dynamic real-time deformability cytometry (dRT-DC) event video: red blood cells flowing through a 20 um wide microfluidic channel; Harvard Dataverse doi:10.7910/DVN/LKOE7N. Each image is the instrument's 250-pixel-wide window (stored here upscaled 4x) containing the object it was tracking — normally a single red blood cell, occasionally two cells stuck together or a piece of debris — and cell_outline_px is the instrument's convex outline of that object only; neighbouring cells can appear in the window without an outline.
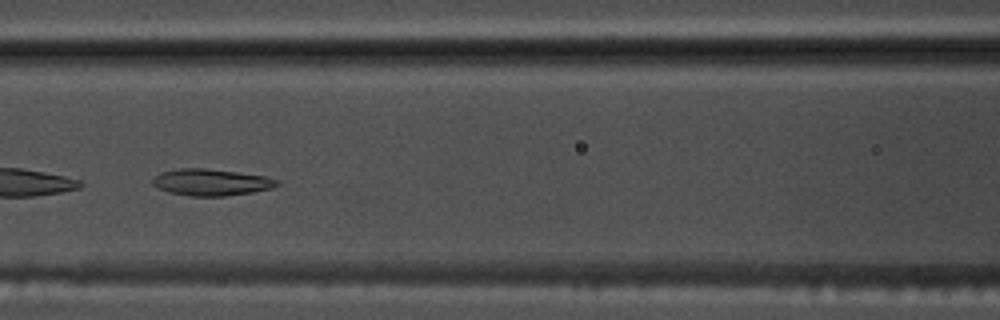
{"species": "common noctule bat (a hibernating species)", "species_latin": "Nyctalus noctula", "temperature_condition": "warm", "stored_images_in_passage": 52, "camera_frame_rate_fps": 3000, "um_per_image_px": 0.085, "animal": {"sex": "male", "body_mass_g": 17.5, "forearm_length_mm": 52.3}, "frame": {"image": 1, "passage_image": 23, "time_ms": 7.333, "image_size_px": [1000, 320], "cell_outline_px": [[280, 184], [272, 188], [252, 192], [224, 196], [192, 196], [168, 192], [152, 184], [152, 180], [156, 176], [164, 172], [180, 168], [204, 168], [236, 172], [264, 176], [280, 180]], "centroid_in_image_um": [17.99, 15.5], "position_along_channel_um": 148.6, "area_um2": 19.07}, "authors_computed_cell_mechanics": {"area_um2": 28.0908, "velocity_mm_per_s": 3.6483, "shape_relaxation_time_tau1_ms": null, "shape_relaxation_time_tau2_ms": 3.5642, "deformation_change_tau1": null, "deformation_change_tau2": 0.059}}